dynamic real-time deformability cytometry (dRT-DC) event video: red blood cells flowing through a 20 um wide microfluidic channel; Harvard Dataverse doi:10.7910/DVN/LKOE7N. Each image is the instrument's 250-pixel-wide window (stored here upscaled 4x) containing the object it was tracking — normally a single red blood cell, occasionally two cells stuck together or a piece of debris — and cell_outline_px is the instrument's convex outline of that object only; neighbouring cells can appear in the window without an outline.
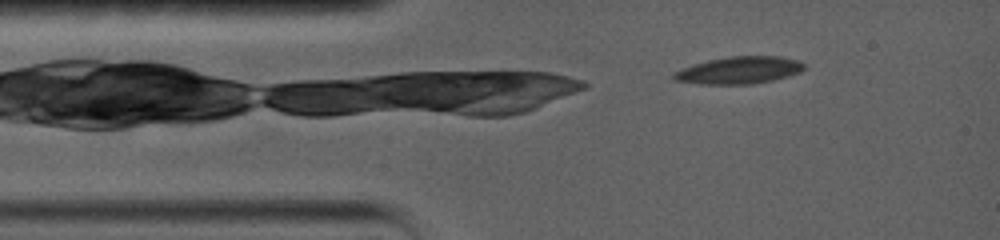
{"species": "common noctule bat (a hibernating species)", "species_latin": "Nyctalus noctula", "temperature_condition": "warm", "stored_images_in_passage": 22, "camera_frame_rate_fps": 5000, "um_per_image_px": 0.085, "animal": {"sex": "female", "body_mass_g": 19.0, "forearm_length_mm": 56.7}, "frame": {"image": 1, "passage_image": 1, "time_ms": 0.0, "image_size_px": [1000, 240], "cell_outline_px": [[804, 68], [800, 72], [788, 76], [772, 80], [752, 84], [700, 84], [672, 80], [672, 72], [692, 64], [708, 60], [728, 56], [780, 56], [800, 60], [804, 64]], "centroid_in_image_um": [62.8, 5.96], "position_along_channel_um": 22.2, "area_um2": 20.87}}
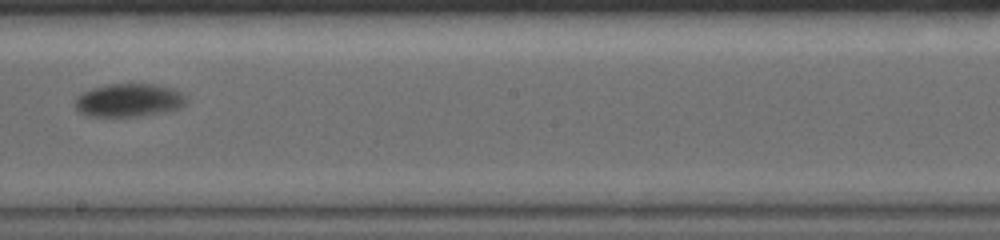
{"frame": {"image": 2, "passage_image": 11, "time_ms": 7.2, "image_size_px": [1000, 240], "cell_outline_px": [[184, 104], [180, 108], [168, 112], [140, 116], [88, 116], [80, 112], [72, 104], [76, 96], [92, 88], [108, 84], [156, 84], [172, 88], [180, 92], [184, 96]], "centroid_in_image_um": [10.92, 8.52], "position_along_channel_um": 237.3, "area_um2": 21.62}}
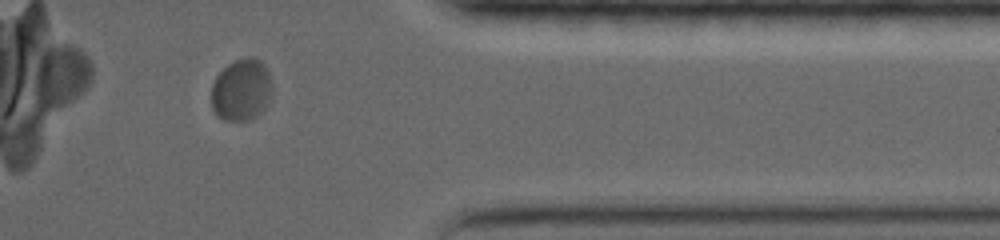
{"frame": {"image": 3, "passage_image": 18, "time_ms": 12.0, "image_size_px": [1000, 240], "cell_outline_px": [[272, 96], [268, 104], [256, 116], [248, 120], [224, 120], [216, 116], [212, 108], [212, 84], [216, 76], [228, 64], [236, 60], [248, 56], [252, 56], [260, 60], [264, 64], [268, 72], [272, 84]], "centroid_in_image_um": [20.53, 7.64], "position_along_channel_um": 390.9, "area_um2": 22.14}}